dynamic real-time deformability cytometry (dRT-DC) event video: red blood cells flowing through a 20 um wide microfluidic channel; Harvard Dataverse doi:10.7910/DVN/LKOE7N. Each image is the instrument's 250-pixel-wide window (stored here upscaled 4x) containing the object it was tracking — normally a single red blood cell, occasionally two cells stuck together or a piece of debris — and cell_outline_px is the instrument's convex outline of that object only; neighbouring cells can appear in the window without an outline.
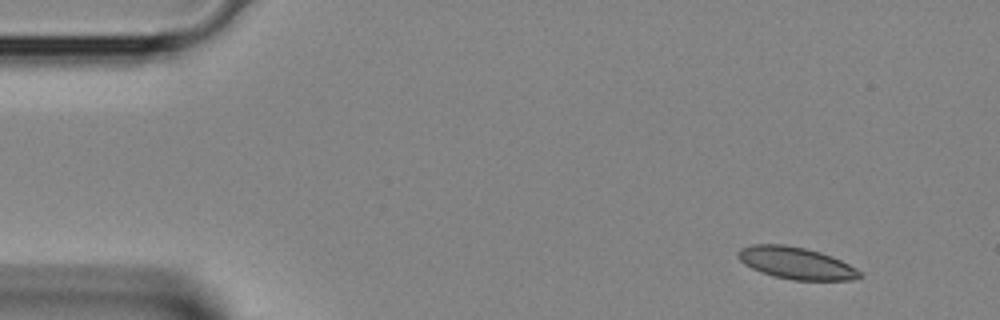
{"species": "Egyptian fruit bat (a non-hibernating species)", "species_latin": "Rousettus aegyptiacus", "temperature_condition": "room temperature", "stored_images_in_passage": 3, "segment_of_instrument_passage": [2, 2], "camera_frame_rate_fps": 3000, "um_per_image_px": 0.085, "animal": {"sex": "female"}, "frame": {"image": 1, "passage_image": 3, "time_ms": 0.667, "image_size_px": [1000, 320], "cell_outline_px": [[864, 276], [852, 280], [792, 280], [760, 272], [744, 264], [736, 256], [736, 252], [740, 248], [752, 244], [784, 244], [804, 248], [820, 252], [832, 256], [856, 268]], "centroid_in_image_um": [67.64, 22.35], "position_along_channel_um": 17.4, "area_um2": 22.72}}